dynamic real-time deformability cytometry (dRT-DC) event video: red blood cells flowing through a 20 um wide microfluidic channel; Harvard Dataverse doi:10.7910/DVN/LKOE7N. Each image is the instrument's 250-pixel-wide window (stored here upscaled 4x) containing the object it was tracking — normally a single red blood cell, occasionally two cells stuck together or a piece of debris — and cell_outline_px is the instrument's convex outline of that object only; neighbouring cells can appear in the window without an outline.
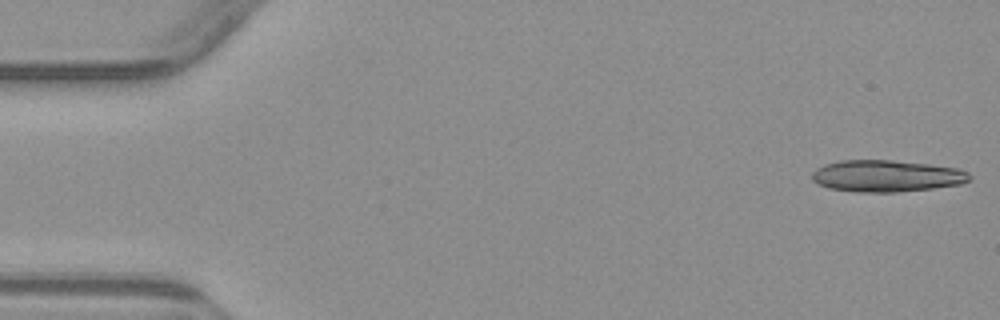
{"species": "common noctule bat (a hibernating species)", "species_latin": "Nyctalus noctula", "temperature_condition": "warm", "stored_images_in_passage": 4, "camera_frame_rate_fps": 3000, "um_per_image_px": 0.085, "animal": {"sex": "male", "body_mass_g": 23.1, "forearm_length_mm": 52.7}, "frame": {"image": 1, "passage_image": 1, "time_ms": 0.0, "image_size_px": [1000, 320], "cell_outline_px": [[972, 180], [960, 184], [932, 188], [896, 192], [856, 192], [828, 188], [816, 184], [812, 180], [812, 172], [816, 168], [824, 164], [840, 160], [892, 160], [928, 164], [960, 168], [968, 172], [972, 176]], "centroid_in_image_um": [75.35, 14.95], "position_along_channel_um": 9.7, "area_um2": 29.42}}